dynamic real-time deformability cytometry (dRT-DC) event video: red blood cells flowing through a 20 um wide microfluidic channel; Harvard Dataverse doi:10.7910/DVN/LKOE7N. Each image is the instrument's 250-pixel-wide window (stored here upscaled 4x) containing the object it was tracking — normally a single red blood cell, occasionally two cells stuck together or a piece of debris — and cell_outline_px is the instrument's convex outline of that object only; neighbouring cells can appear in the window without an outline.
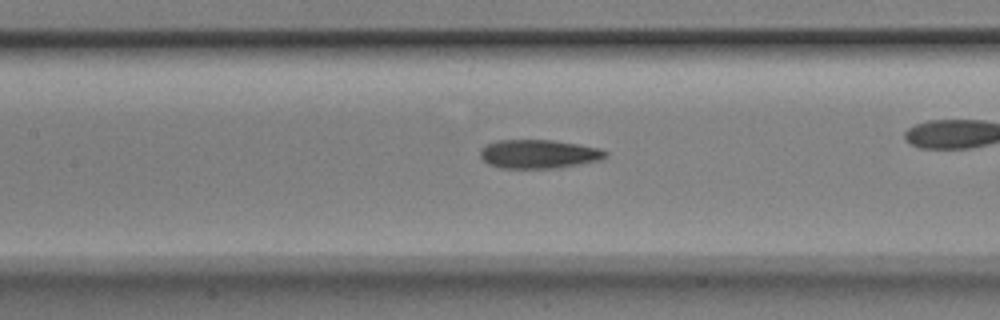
{"species": "Egyptian fruit bat (a non-hibernating species)", "species_latin": "Rousettus aegyptiacus", "temperature_condition": "room temperature", "stored_images_in_passage": 40, "camera_frame_rate_fps": 3000, "um_per_image_px": 0.085, "animal": {"sex": "male"}, "frame": {"image": 1, "passage_image": 23, "time_ms": 7.333, "image_size_px": [1000, 320], "cell_outline_px": [[608, 156], [600, 160], [556, 168], [500, 168], [488, 164], [480, 156], [480, 148], [484, 144], [496, 140], [552, 140], [600, 148], [608, 152]], "centroid_in_image_um": [45.76, 13.08], "position_along_channel_um": 161.6, "area_um2": 21.1}}
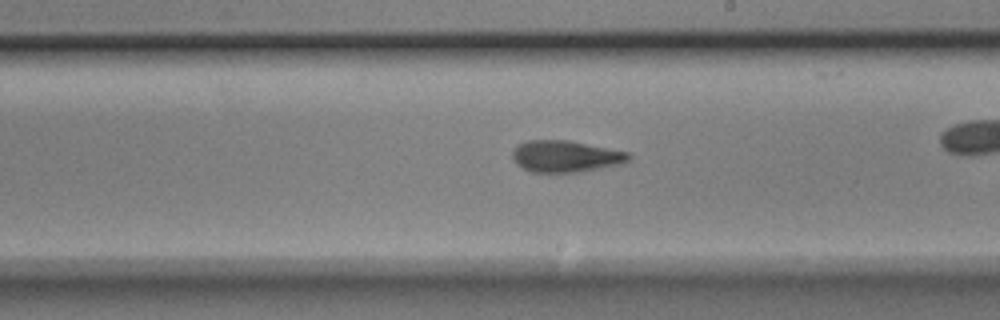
{"frame": {"image": 2, "passage_image": 29, "time_ms": 9.333, "image_size_px": [1000, 320], "cell_outline_px": [[632, 160], [624, 164], [576, 172], [532, 172], [516, 164], [512, 156], [512, 152], [516, 144], [528, 140], [568, 140], [628, 152], [632, 156]], "centroid_in_image_um": [48.09, 13.28], "position_along_channel_um": 240.9, "area_um2": 21.56}}